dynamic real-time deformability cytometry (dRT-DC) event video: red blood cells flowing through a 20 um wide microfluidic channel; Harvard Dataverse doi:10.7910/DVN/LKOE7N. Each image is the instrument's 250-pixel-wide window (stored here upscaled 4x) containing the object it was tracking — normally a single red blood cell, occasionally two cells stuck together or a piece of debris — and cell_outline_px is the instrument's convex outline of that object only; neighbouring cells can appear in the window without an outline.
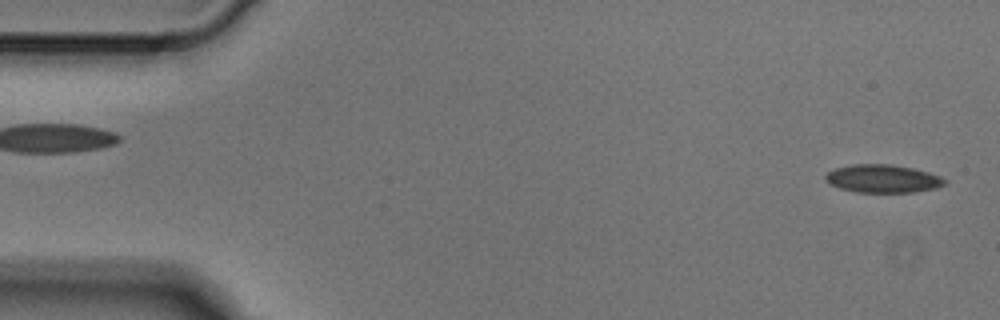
{"species": "Egyptian fruit bat (a non-hibernating species)", "species_latin": "Rousettus aegyptiacus", "temperature_condition": "cold", "stored_images_in_passage": 4, "segment_of_instrument_passage": [2, 2], "camera_frame_rate_fps": 3000, "um_per_image_px": 0.085, "animal": {"sex": "male"}, "frame": {"image": 1, "passage_image": 4, "time_ms": 1.0, "image_size_px": [1000, 320], "cell_outline_px": [[948, 180], [944, 184], [936, 188], [912, 192], [852, 192], [828, 184], [824, 176], [828, 172], [836, 168], [852, 164], [892, 164], [912, 168], [928, 172], [940, 176]], "centroid_in_image_um": [75.02, 15.18], "position_along_channel_um": 10.0, "area_um2": 19.54}}